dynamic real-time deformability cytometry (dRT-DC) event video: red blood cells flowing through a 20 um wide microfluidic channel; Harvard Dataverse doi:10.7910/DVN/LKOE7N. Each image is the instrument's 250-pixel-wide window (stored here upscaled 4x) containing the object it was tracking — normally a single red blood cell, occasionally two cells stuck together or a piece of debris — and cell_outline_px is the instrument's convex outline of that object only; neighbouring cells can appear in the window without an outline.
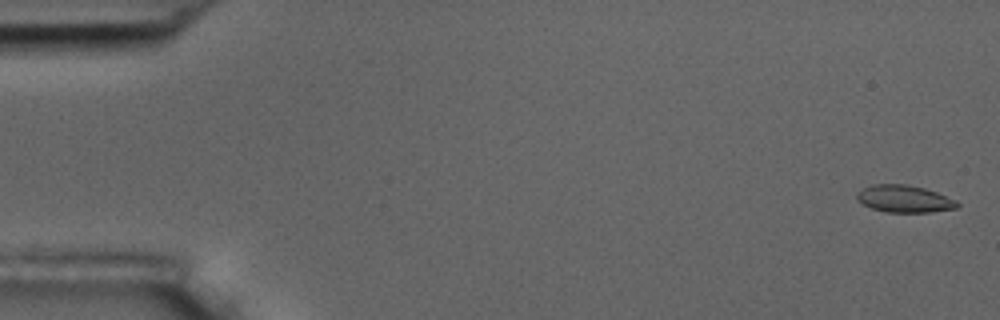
{"species": "common noctule bat (a hibernating species)", "species_latin": "Nyctalus noctula", "temperature_condition": "room temperature", "stored_images_in_passage": 4, "camera_frame_rate_fps": 3000, "um_per_image_px": 0.085, "animal": {"sex": "male", "body_mass_g": 17.5, "forearm_length_mm": 52.3}, "frame": {"image": 1, "passage_image": 1, "time_ms": 0.0, "image_size_px": [1000, 320], "cell_outline_px": [[960, 204], [956, 208], [932, 212], [884, 212], [872, 208], [856, 200], [856, 192], [872, 184], [908, 184], [924, 188], [936, 192], [956, 200]], "centroid_in_image_um": [76.85, 16.9], "position_along_channel_um": 8.1, "area_um2": 15.95}}